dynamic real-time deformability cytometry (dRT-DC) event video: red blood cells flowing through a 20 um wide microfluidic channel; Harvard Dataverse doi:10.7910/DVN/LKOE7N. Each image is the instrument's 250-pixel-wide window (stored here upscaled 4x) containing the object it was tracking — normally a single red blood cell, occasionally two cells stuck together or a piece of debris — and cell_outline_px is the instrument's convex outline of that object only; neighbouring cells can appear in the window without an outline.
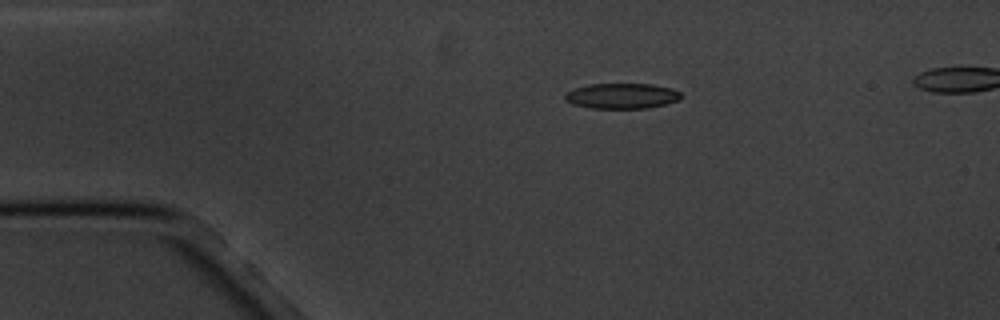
{"species": "common noctule bat (a hibernating species)", "species_latin": "Nyctalus noctula", "temperature_condition": "cold", "stored_images_in_passage": 4, "camera_frame_rate_fps": 3000, "um_per_image_px": 0.085, "animal": {"sex": "male", "body_mass_g": 20.1, "forearm_length_mm": 53.5}, "frame": {"image": 1, "passage_image": 1, "time_ms": 0.0, "image_size_px": [1000, 320], "cell_outline_px": [[680, 96], [676, 100], [664, 104], [648, 108], [592, 108], [572, 104], [564, 100], [564, 92], [588, 84], [652, 84], [672, 88], [680, 92]], "centroid_in_image_um": [52.79, 8.15], "position_along_channel_um": 32.2, "area_um2": 17.11}}
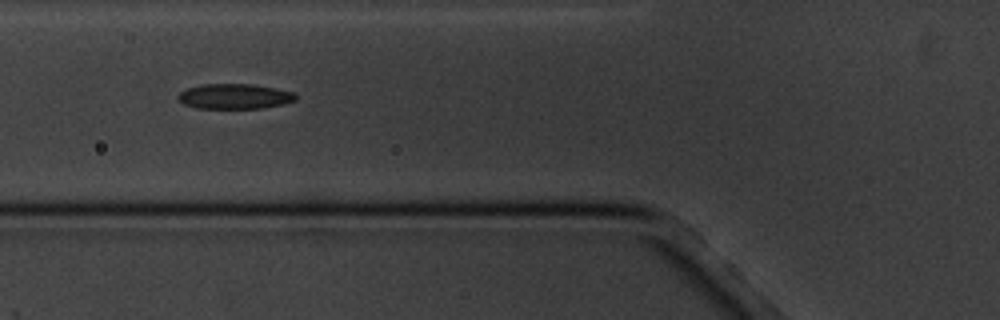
{"frame": {"image": 2, "passage_image": 4, "time_ms": 3.333, "image_size_px": [1000, 320], "cell_outline_px": [[296, 100], [284, 104], [264, 108], [196, 108], [184, 104], [176, 96], [180, 92], [188, 88], [204, 84], [252, 84], [276, 88], [296, 92]], "centroid_in_image_um": [19.98, 8.19], "position_along_channel_um": 105.8, "area_um2": 17.28}}